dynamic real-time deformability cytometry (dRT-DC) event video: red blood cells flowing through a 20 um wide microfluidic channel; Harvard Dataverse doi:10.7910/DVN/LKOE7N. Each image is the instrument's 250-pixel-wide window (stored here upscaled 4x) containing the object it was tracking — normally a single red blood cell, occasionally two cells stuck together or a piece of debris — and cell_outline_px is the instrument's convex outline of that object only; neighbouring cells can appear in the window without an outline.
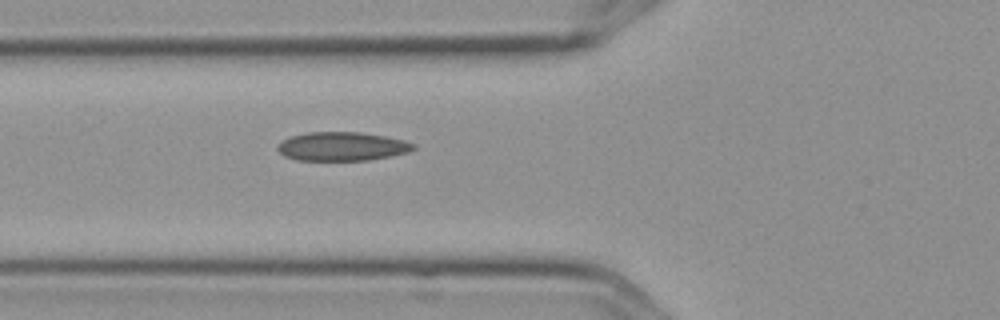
{"species": "Egyptian fruit bat (a non-hibernating species)", "species_latin": "Rousettus aegyptiacus", "temperature_condition": "cold", "stored_images_in_passage": 3, "camera_frame_rate_fps": 3000, "um_per_image_px": 0.085, "frame": {"image": 1, "passage_image": 3, "time_ms": 0.667, "image_size_px": [1000, 320], "cell_outline_px": [[416, 148], [408, 152], [392, 156], [368, 160], [296, 160], [284, 156], [276, 148], [276, 144], [280, 140], [288, 136], [308, 132], [360, 132], [384, 136], [404, 140], [416, 144]], "centroid_in_image_um": [29.04, 12.44], "position_along_channel_um": 96.8, "area_um2": 23.06}}